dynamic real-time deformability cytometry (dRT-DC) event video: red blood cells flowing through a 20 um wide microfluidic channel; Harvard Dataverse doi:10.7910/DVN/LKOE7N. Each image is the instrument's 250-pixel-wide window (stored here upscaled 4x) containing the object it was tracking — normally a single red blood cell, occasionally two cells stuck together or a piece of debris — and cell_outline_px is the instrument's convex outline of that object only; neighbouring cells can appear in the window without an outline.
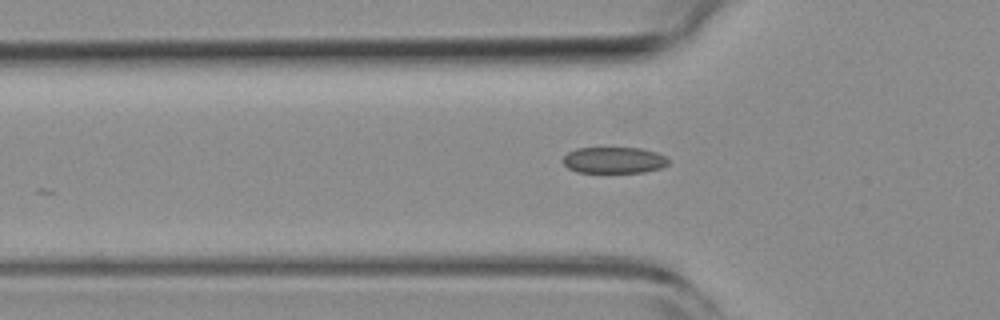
{"species": "common noctule bat (a hibernating species)", "species_latin": "Nyctalus noctula", "temperature_condition": "room temperature", "stored_images_in_passage": 23, "camera_frame_rate_fps": 3000, "um_per_image_px": 0.085, "animal": {"sex": "female", "body_mass_g": 19.3, "forearm_length_mm": 54.1}, "frame": {"image": 1, "passage_image": 8, "time_ms": 2.333, "image_size_px": [1000, 320], "cell_outline_px": [[668, 164], [660, 168], [644, 172], [576, 172], [568, 168], [560, 160], [568, 152], [576, 148], [640, 148], [656, 152], [664, 156], [668, 160]], "centroid_in_image_um": [52.14, 13.61], "position_along_channel_um": 73.7, "area_um2": 16.13}}
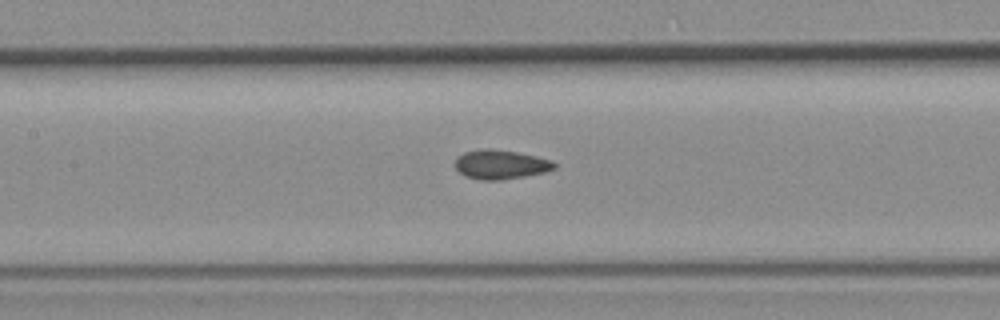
{"frame": {"image": 2, "passage_image": 15, "time_ms": 4.667, "image_size_px": [1000, 320], "cell_outline_px": [[556, 168], [544, 172], [524, 176], [500, 180], [480, 180], [464, 176], [456, 168], [456, 156], [464, 152], [484, 148], [488, 148], [516, 152], [536, 156], [552, 160], [556, 164]], "centroid_in_image_um": [42.54, 13.98], "position_along_channel_um": 164.9, "area_um2": 16.88}}
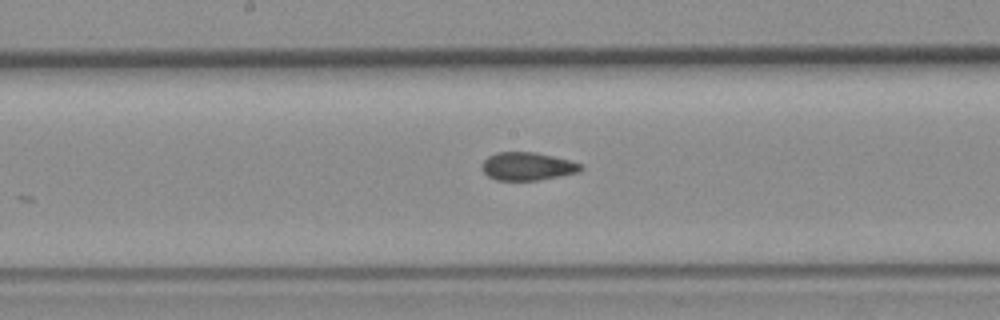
{"frame": {"image": 3, "passage_image": 18, "time_ms": 5.667, "image_size_px": [1000, 320], "cell_outline_px": [[584, 168], [580, 172], [560, 176], [536, 180], [496, 180], [488, 176], [480, 168], [480, 164], [488, 156], [496, 152], [536, 152], [568, 160], [580, 164]], "centroid_in_image_um": [44.79, 14.13], "position_along_channel_um": 203.4, "area_um2": 16.18}}